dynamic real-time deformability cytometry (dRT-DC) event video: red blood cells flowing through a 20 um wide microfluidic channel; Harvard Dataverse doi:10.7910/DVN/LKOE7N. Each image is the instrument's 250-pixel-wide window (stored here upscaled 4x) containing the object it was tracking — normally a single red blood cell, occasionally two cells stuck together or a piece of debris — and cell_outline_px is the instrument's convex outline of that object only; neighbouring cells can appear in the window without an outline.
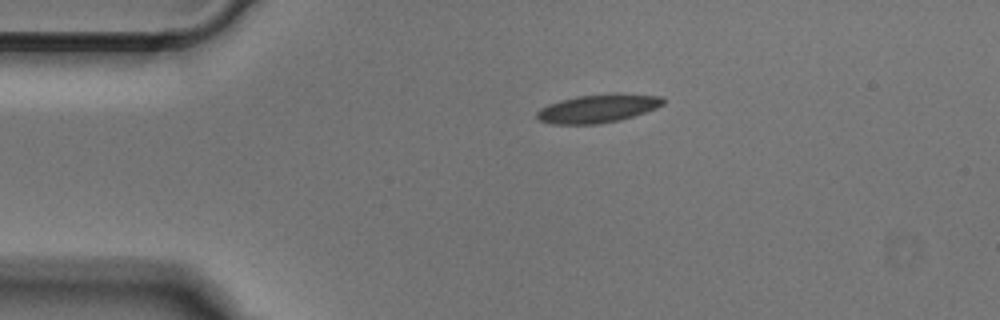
{"species": "Egyptian fruit bat (a non-hibernating species)", "species_latin": "Rousettus aegyptiacus", "temperature_condition": "cold", "stored_images_in_passage": 41, "camera_frame_rate_fps": 3000, "um_per_image_px": 0.085, "animal": {"sex": "male"}, "frame": {"image": 1, "passage_image": 1, "time_ms": 0.0, "image_size_px": [1000, 320], "cell_outline_px": [[664, 104], [656, 108], [620, 120], [596, 124], [552, 124], [540, 120], [536, 116], [536, 112], [540, 108], [548, 104], [560, 100], [576, 96], [612, 92], [660, 96], [664, 100]], "centroid_in_image_um": [50.8, 9.2], "position_along_channel_um": 34.2, "area_um2": 20.98}}
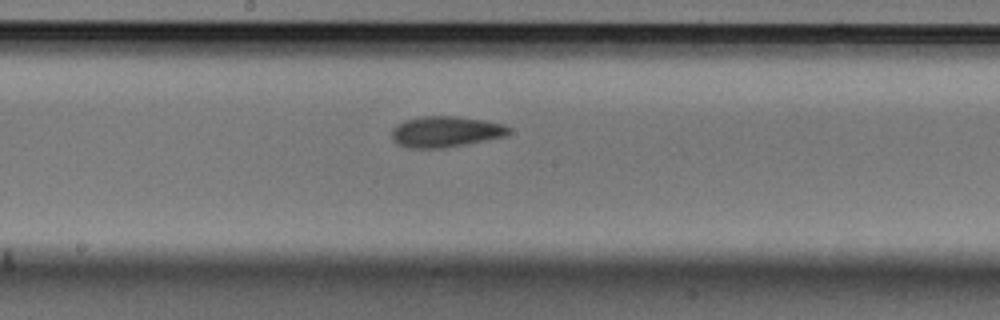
{"frame": {"image": 2, "passage_image": 17, "time_ms": 5.333, "image_size_px": [1000, 320], "cell_outline_px": [[512, 128], [504, 136], [464, 144], [440, 148], [408, 148], [396, 144], [392, 140], [392, 128], [396, 124], [404, 120], [420, 116], [452, 116], [484, 120], [504, 124]], "centroid_in_image_um": [37.81, 11.18], "position_along_channel_um": 210.4, "area_um2": 21.04}}
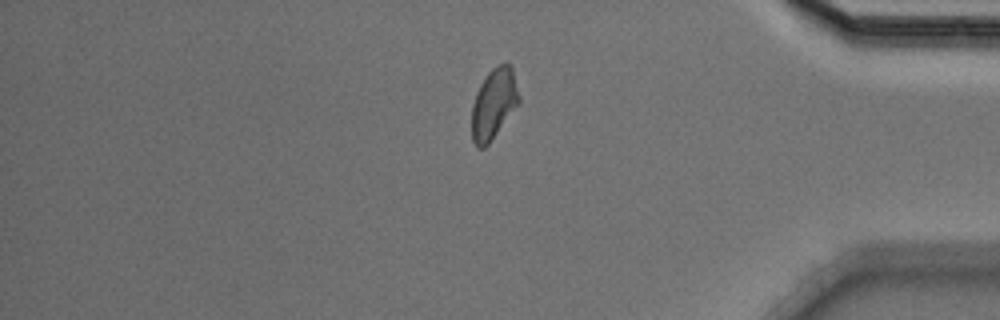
{"frame": {"image": 3, "passage_image": 33, "time_ms": 10.667, "image_size_px": [1000, 320], "cell_outline_px": [[520, 104], [488, 144], [484, 148], [476, 148], [472, 140], [472, 104], [476, 92], [480, 84], [488, 72], [492, 68], [500, 64], [508, 64], [512, 68], [520, 96]], "centroid_in_image_um": [41.97, 8.84], "position_along_channel_um": 393.2, "area_um2": 19.54}}